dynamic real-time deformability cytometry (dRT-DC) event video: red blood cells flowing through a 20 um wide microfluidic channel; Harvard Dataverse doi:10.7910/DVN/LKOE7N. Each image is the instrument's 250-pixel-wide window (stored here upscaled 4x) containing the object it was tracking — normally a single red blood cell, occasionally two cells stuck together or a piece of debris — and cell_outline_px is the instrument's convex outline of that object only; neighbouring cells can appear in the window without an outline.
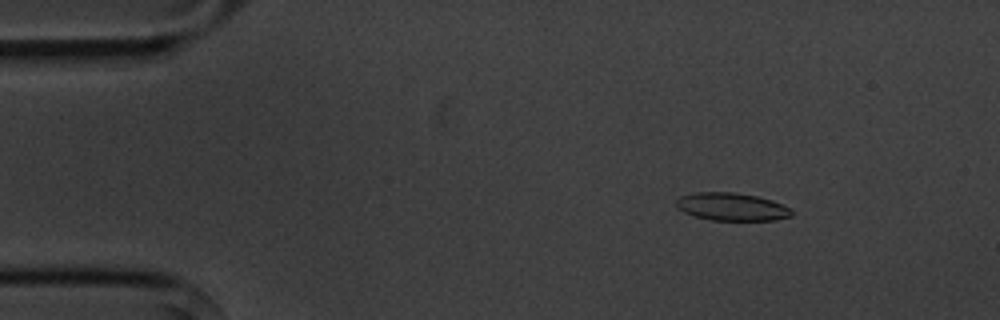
{"species": "common noctule bat (a hibernating species)", "species_latin": "Nyctalus noctula", "temperature_condition": "cold", "stored_images_in_passage": 6, "camera_frame_rate_fps": 3000, "um_per_image_px": 0.085, "animal": {"sex": "male", "body_mass_g": 20.1, "forearm_length_mm": 53.5}, "frame": {"image": 1, "passage_image": 3, "time_ms": 2.333, "image_size_px": [1000, 320], "cell_outline_px": [[792, 216], [776, 220], [712, 220], [696, 216], [684, 212], [676, 204], [676, 200], [680, 196], [696, 192], [732, 192], [756, 196], [772, 200], [792, 208]], "centroid_in_image_um": [62.23, 17.57], "position_along_channel_um": 22.8, "area_um2": 18.61}}